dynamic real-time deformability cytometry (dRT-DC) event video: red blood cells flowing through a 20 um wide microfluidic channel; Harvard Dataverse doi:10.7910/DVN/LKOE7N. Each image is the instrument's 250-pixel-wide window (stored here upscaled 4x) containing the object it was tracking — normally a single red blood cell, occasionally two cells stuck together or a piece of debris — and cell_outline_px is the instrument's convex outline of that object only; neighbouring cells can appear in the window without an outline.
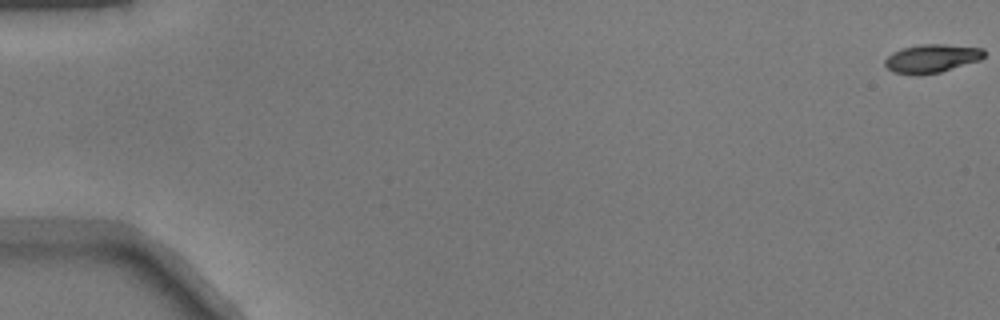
{"species": "common noctule bat (a hibernating species)", "species_latin": "Nyctalus noctula", "temperature_condition": "warm", "stored_images_in_passage": 50, "camera_frame_rate_fps": 3000, "um_per_image_px": 0.085, "animal": {"sex": "male", "body_mass_g": 17.9}, "frame": {"image": 1, "passage_image": 1, "time_ms": 0.0, "image_size_px": [1000, 320], "cell_outline_px": [[984, 56], [980, 60], [940, 72], [920, 76], [916, 76], [892, 72], [884, 64], [884, 60], [892, 52], [904, 48], [920, 44], [944, 44], [984, 48]], "centroid_in_image_um": [79.17, 4.98], "position_along_channel_um": 5.8, "area_um2": 16.59}}
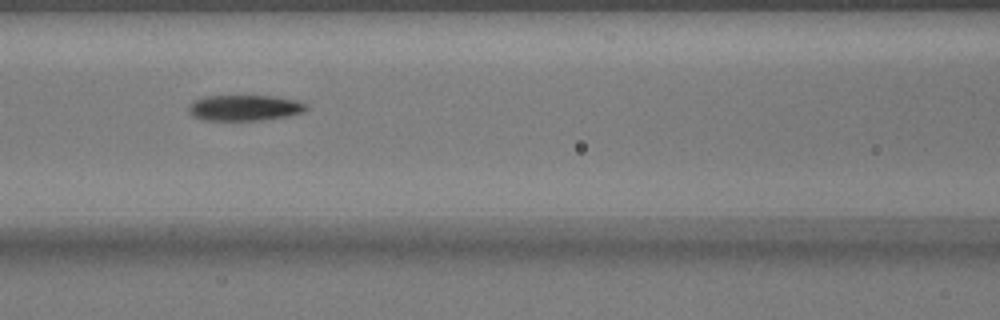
{"frame": {"image": 2, "passage_image": 24, "time_ms": 7.667, "image_size_px": [1000, 320], "cell_outline_px": [[308, 108], [304, 112], [288, 116], [260, 120], [204, 120], [192, 116], [188, 108], [192, 100], [204, 96], [272, 96], [296, 100], [308, 104]], "centroid_in_image_um": [20.79, 9.16], "position_along_channel_um": 145.8, "area_um2": 17.74}}
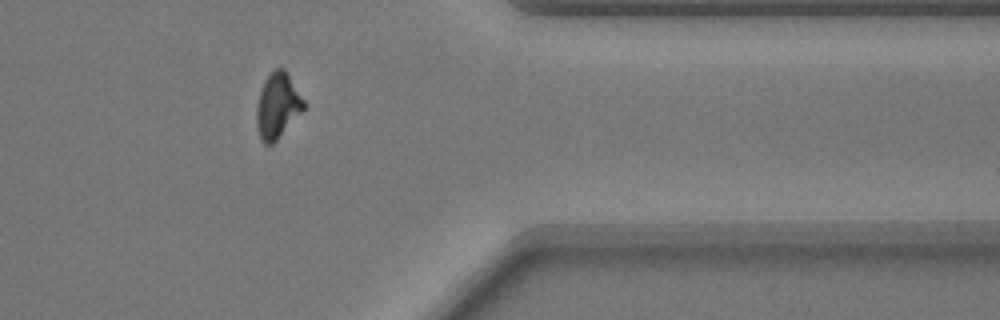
{"frame": {"image": 3, "passage_image": 43, "time_ms": 14.0, "image_size_px": [1000, 320], "cell_outline_px": [[308, 104], [276, 140], [272, 144], [264, 144], [260, 140], [256, 124], [256, 108], [260, 92], [264, 80], [276, 68], [284, 68]], "centroid_in_image_um": [23.6, 8.98], "position_along_channel_um": 387.8, "area_um2": 17.92}}